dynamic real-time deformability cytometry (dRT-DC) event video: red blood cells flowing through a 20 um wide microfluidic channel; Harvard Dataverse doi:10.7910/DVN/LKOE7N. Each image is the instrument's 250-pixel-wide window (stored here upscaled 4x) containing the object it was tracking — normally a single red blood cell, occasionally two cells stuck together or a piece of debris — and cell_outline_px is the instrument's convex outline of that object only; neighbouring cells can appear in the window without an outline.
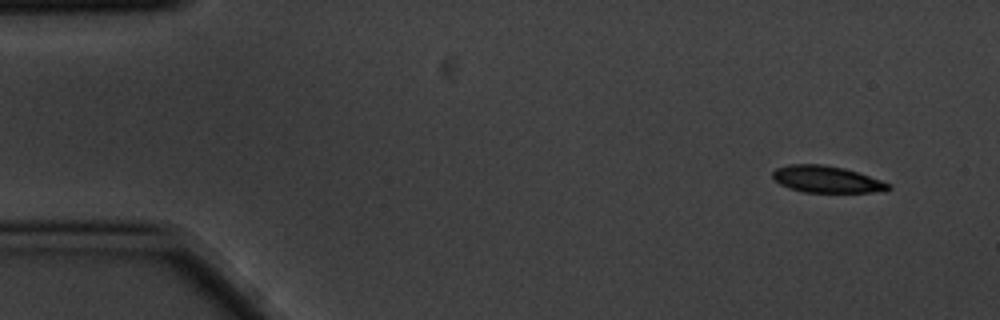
{"species": "common noctule bat (a hibernating species)", "species_latin": "Nyctalus noctula", "temperature_condition": "cold", "stored_images_in_passage": 8, "camera_frame_rate_fps": 3000, "um_per_image_px": 0.085, "animal": {"sex": "male", "body_mass_g": 20.1, "forearm_length_mm": 53.5}, "frame": {"image": 1, "passage_image": 1, "time_ms": 0.0, "image_size_px": [1000, 320], "cell_outline_px": [[892, 188], [884, 192], [804, 192], [788, 188], [780, 184], [772, 176], [772, 172], [776, 168], [788, 164], [824, 164], [844, 168], [892, 184]], "centroid_in_image_um": [70.27, 15.24], "position_along_channel_um": 14.7, "area_um2": 18.09}}
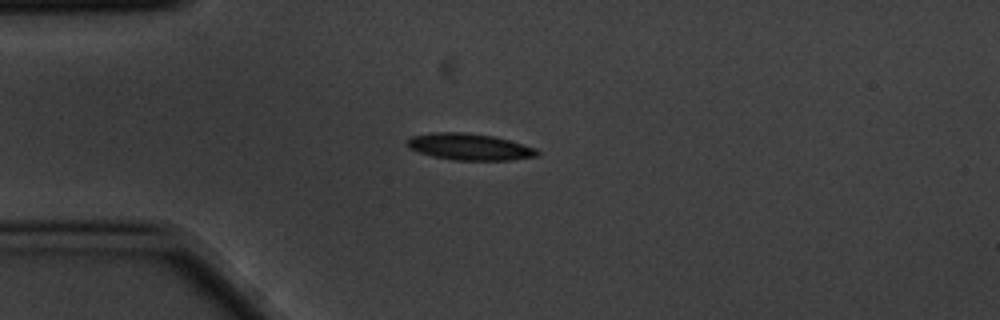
{"frame": {"image": 2, "passage_image": 4, "time_ms": 1.0, "image_size_px": [1000, 320], "cell_outline_px": [[540, 152], [536, 156], [512, 160], [456, 160], [432, 156], [420, 152], [412, 148], [408, 144], [408, 140], [412, 136], [432, 132], [464, 132], [492, 136], [508, 140], [536, 148]], "centroid_in_image_um": [39.94, 12.48], "position_along_channel_um": 45.1, "area_um2": 19.83}}